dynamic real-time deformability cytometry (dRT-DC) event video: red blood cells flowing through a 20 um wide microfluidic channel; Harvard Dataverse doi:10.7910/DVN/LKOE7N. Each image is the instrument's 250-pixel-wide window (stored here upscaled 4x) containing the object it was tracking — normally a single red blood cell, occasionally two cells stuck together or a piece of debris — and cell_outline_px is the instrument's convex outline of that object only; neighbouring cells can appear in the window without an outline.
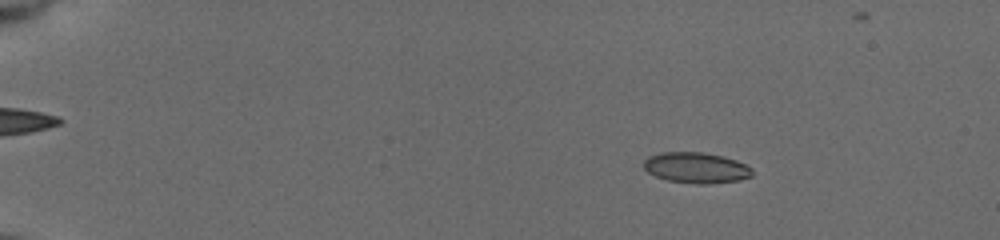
{"species": "common noctule bat (a hibernating species)", "species_latin": "Nyctalus noctula", "temperature_condition": "cold", "stored_images_in_passage": 54, "camera_frame_rate_fps": 3000, "um_per_image_px": 0.085, "animal": {"sex": "female", "body_mass_g": 19.5, "forearm_length_mm": 54.1}, "frame": {"image": 1, "passage_image": 10, "time_ms": 3.0, "image_size_px": [1000, 240], "cell_outline_px": [[752, 176], [740, 180], [708, 184], [696, 184], [668, 180], [656, 176], [648, 172], [644, 168], [644, 160], [648, 156], [660, 152], [704, 152], [724, 156], [736, 160], [752, 168]], "centroid_in_image_um": [59.18, 14.25], "position_along_channel_um": 25.8, "area_um2": 19.54}}
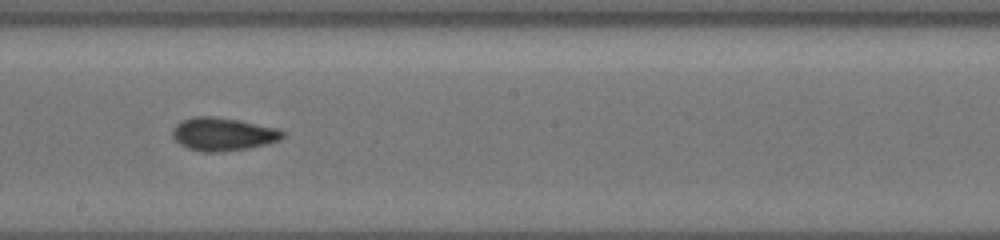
{"frame": {"image": 2, "passage_image": 35, "time_ms": 11.333, "image_size_px": [1000, 240], "cell_outline_px": [[284, 136], [280, 140], [248, 148], [216, 152], [204, 152], [188, 148], [180, 144], [172, 136], [172, 128], [180, 120], [192, 116], [212, 116], [240, 120], [280, 128], [284, 132]], "centroid_in_image_um": [18.94, 11.38], "position_along_channel_um": 229.3, "area_um2": 21.39}}
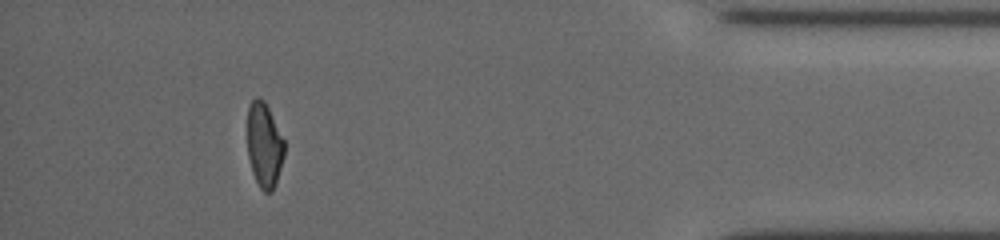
{"frame": {"image": 3, "passage_image": 53, "time_ms": 17.333, "image_size_px": [1000, 240], "cell_outline_px": [[284, 156], [272, 192], [264, 192], [260, 188], [252, 172], [248, 156], [248, 108], [252, 100], [256, 96], [260, 96], [264, 100], [284, 140]], "centroid_in_image_um": [22.45, 12.32], "position_along_channel_um": 412.7, "area_um2": 18.03}}